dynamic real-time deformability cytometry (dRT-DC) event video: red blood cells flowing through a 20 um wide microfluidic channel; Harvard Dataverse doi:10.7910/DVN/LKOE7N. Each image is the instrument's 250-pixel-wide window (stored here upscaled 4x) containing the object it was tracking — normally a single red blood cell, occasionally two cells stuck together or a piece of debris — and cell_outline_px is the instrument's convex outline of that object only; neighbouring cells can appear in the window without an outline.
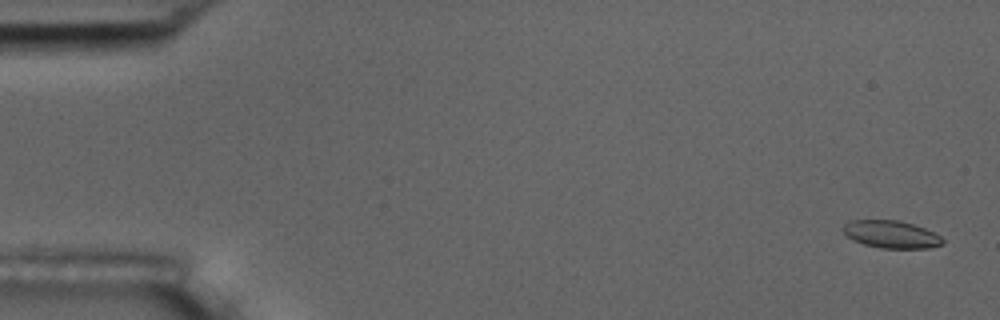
{"species": "common noctule bat (a hibernating species)", "species_latin": "Nyctalus noctula", "temperature_condition": "room temperature", "stored_images_in_passage": 7, "camera_frame_rate_fps": 3000, "um_per_image_px": 0.085, "animal": {"sex": "male", "body_mass_g": 17.5, "forearm_length_mm": 52.3}, "frame": {"image": 1, "passage_image": 1, "time_ms": 0.0, "image_size_px": [1000, 320], "cell_outline_px": [[944, 244], [928, 248], [880, 248], [864, 244], [848, 236], [844, 232], [844, 224], [848, 220], [900, 220], [924, 228], [940, 236], [944, 240]], "centroid_in_image_um": [75.77, 19.91], "position_along_channel_um": 9.2, "area_um2": 15.78}}